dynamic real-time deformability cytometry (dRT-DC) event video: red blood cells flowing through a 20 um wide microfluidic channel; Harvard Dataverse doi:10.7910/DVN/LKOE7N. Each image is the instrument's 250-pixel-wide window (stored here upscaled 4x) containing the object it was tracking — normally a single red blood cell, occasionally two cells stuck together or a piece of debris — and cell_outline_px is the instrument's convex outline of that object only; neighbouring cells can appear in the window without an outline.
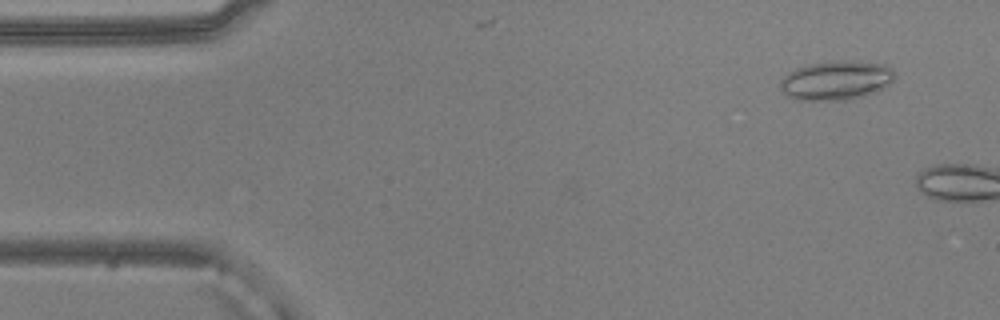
{"species": "common noctule bat (a hibernating species)", "species_latin": "Nyctalus noctula", "temperature_condition": "warm", "stored_images_in_passage": 6, "camera_frame_rate_fps": 3000, "um_per_image_px": 0.085, "animal": {"sex": "male", "body_mass_g": 20.5, "forearm_length_mm": 52.5}, "frame": {"image": 1, "passage_image": 4, "time_ms": 1.0, "image_size_px": [1000, 320], "cell_outline_px": [[896, 76], [884, 88], [876, 92], [848, 100], [796, 100], [788, 96], [780, 88], [780, 80], [784, 76], [796, 68], [808, 64], [836, 60], [844, 60], [884, 64], [892, 68]], "centroid_in_image_um": [71.08, 6.83], "position_along_channel_um": 13.9, "area_um2": 26.24}}